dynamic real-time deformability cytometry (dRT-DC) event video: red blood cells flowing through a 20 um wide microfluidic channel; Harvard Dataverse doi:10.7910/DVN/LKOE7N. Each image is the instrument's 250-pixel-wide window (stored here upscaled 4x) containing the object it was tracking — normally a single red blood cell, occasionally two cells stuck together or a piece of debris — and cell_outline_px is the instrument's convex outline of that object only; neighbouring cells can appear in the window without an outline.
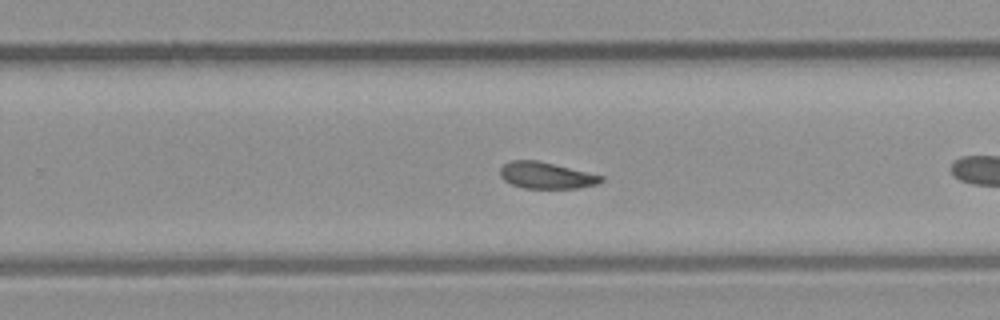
{"species": "common noctule bat (a hibernating species)", "species_latin": "Nyctalus noctula", "temperature_condition": "room temperature", "stored_images_in_passage": 36, "segment_of_instrument_passage": [2, 2], "camera_frame_rate_fps": 3000, "um_per_image_px": 0.085, "animal": {"sex": "male", "body_mass_g": 23.1, "forearm_length_mm": 52.7}, "frame": {"image": 1, "passage_image": 18, "time_ms": 5.667, "image_size_px": [1000, 320], "cell_outline_px": [[604, 180], [596, 184], [576, 188], [524, 188], [512, 184], [504, 180], [500, 176], [500, 168], [504, 164], [512, 160], [536, 160], [604, 176]], "centroid_in_image_um": [46.41, 14.91], "position_along_channel_um": 283.4, "area_um2": 15.37}}
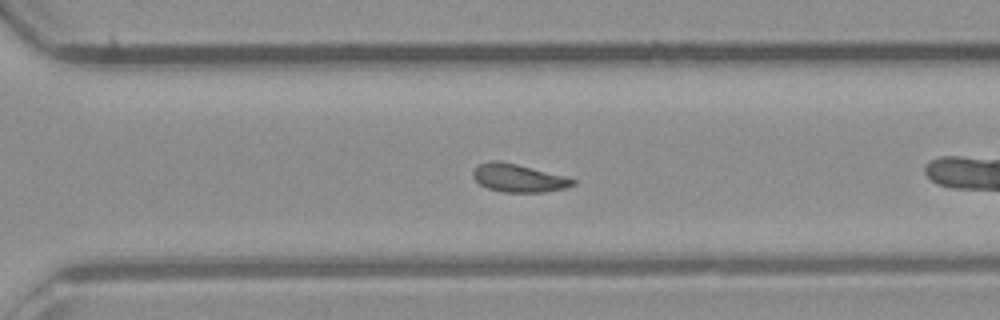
{"frame": {"image": 2, "passage_image": 21, "time_ms": 6.667, "image_size_px": [1000, 320], "cell_outline_px": [[576, 184], [564, 188], [544, 192], [504, 192], [488, 188], [480, 184], [472, 176], [472, 172], [480, 164], [492, 160], [500, 160], [564, 176], [576, 180]], "centroid_in_image_um": [44.06, 15.13], "position_along_channel_um": 326.5, "area_um2": 16.07}}